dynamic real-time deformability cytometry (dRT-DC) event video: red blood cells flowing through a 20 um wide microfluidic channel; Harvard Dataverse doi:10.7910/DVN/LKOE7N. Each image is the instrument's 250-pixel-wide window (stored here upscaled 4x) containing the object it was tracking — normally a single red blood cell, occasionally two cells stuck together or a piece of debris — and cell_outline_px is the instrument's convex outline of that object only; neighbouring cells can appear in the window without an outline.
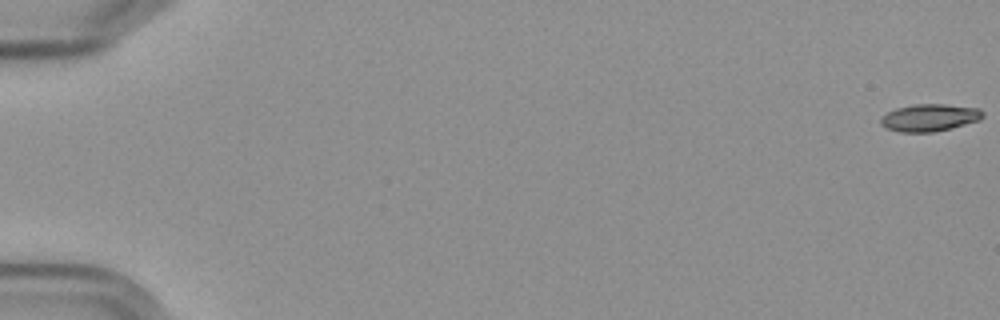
{"species": "Egyptian fruit bat (a non-hibernating species)", "species_latin": "Rousettus aegyptiacus", "temperature_condition": "cold", "stored_images_in_passage": 58, "camera_frame_rate_fps": 3000, "um_per_image_px": 0.085, "frame": {"image": 1, "passage_image": 1, "time_ms": 0.0, "image_size_px": [1000, 320], "cell_outline_px": [[984, 116], [980, 120], [932, 132], [900, 132], [888, 128], [880, 124], [880, 116], [896, 108], [912, 104], [944, 104], [980, 108], [984, 112]], "centroid_in_image_um": [79.0, 9.98], "position_along_channel_um": 6.0, "area_um2": 16.18}}
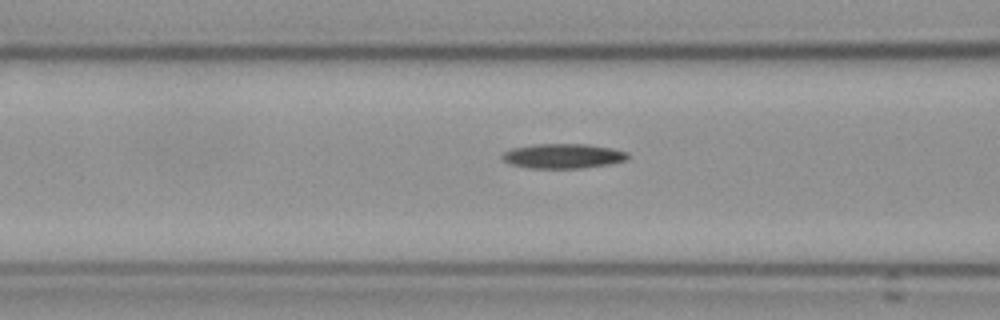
{"frame": {"image": 2, "passage_image": 25, "time_ms": 8.0, "image_size_px": [1000, 320], "cell_outline_px": [[628, 160], [612, 164], [580, 168], [528, 168], [508, 164], [500, 156], [504, 152], [512, 148], [532, 144], [584, 144], [612, 148], [628, 152]], "centroid_in_image_um": [47.85, 13.26], "position_along_channel_um": 118.7, "area_um2": 18.26}}
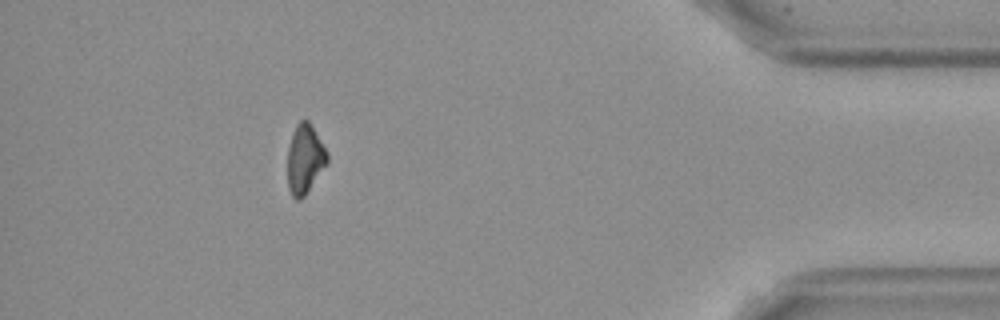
{"frame": {"image": 3, "passage_image": 53, "time_ms": 17.333, "image_size_px": [1000, 320], "cell_outline_px": [[328, 164], [304, 196], [300, 200], [296, 200], [292, 196], [288, 188], [288, 148], [292, 132], [296, 124], [300, 120], [308, 120], [328, 152]], "centroid_in_image_um": [25.92, 13.53], "position_along_channel_um": 409.3, "area_um2": 16.13}}